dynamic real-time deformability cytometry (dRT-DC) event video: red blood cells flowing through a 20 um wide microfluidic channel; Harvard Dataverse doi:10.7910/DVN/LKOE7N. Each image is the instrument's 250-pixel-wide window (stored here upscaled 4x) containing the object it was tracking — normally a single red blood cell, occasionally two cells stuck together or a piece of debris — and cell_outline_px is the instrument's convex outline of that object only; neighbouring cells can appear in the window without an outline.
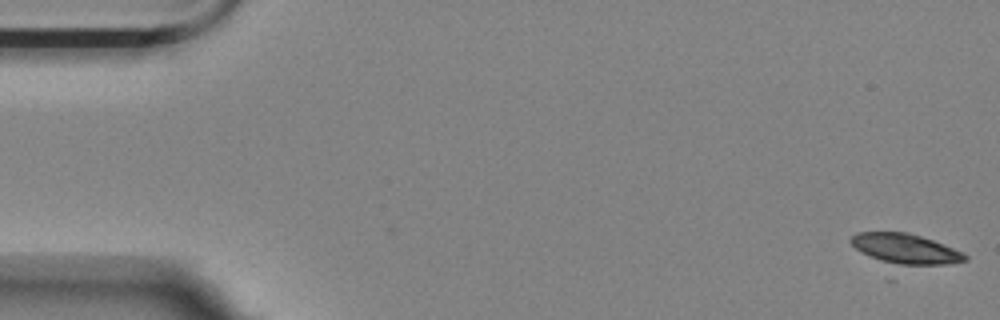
{"species": "Egyptian fruit bat (a non-hibernating species)", "species_latin": "Rousettus aegyptiacus", "temperature_condition": "room temperature", "stored_images_in_passage": 9, "camera_frame_rate_fps": 3000, "um_per_image_px": 0.085, "animal": {"sex": "female"}, "frame": {"image": 1, "passage_image": 1, "time_ms": 0.0, "image_size_px": [1000, 320], "cell_outline_px": [[968, 260], [896, 280], [884, 280], [848, 240], [856, 232], [908, 232], [932, 240], [964, 252], [968, 256]], "centroid_in_image_um": [76.83, 21.55], "position_along_channel_um": 8.2, "area_um2": 26.41}}